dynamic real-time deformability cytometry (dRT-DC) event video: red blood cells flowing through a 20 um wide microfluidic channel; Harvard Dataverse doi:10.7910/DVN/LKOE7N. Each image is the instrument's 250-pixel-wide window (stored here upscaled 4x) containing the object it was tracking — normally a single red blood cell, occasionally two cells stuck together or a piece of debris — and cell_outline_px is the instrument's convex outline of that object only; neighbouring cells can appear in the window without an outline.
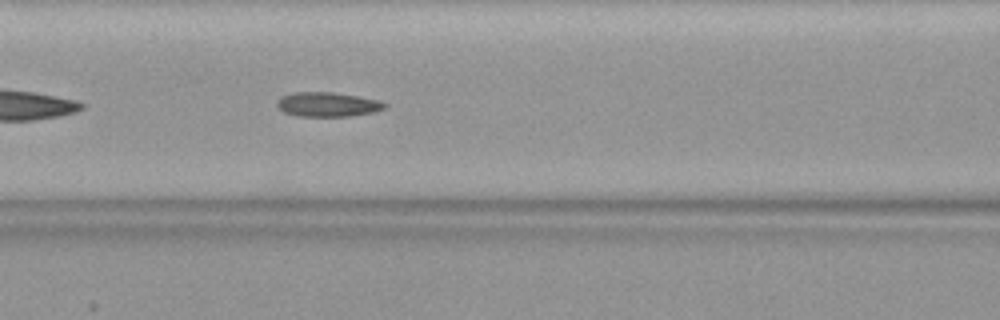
{"species": "common noctule bat (a hibernating species)", "species_latin": "Nyctalus noctula", "temperature_condition": "warm", "stored_images_in_passage": 38, "camera_frame_rate_fps": 3000, "um_per_image_px": 0.085, "animal": {"sex": "female", "body_mass_g": 19.9}, "frame": {"image": 1, "passage_image": 12, "time_ms": 3.667, "image_size_px": [1000, 320], "cell_outline_px": [[388, 108], [372, 112], [348, 116], [296, 116], [284, 112], [276, 104], [280, 96], [296, 92], [332, 92], [380, 100], [388, 104]], "centroid_in_image_um": [27.86, 8.87], "position_along_channel_um": 138.7, "area_um2": 15.32}}